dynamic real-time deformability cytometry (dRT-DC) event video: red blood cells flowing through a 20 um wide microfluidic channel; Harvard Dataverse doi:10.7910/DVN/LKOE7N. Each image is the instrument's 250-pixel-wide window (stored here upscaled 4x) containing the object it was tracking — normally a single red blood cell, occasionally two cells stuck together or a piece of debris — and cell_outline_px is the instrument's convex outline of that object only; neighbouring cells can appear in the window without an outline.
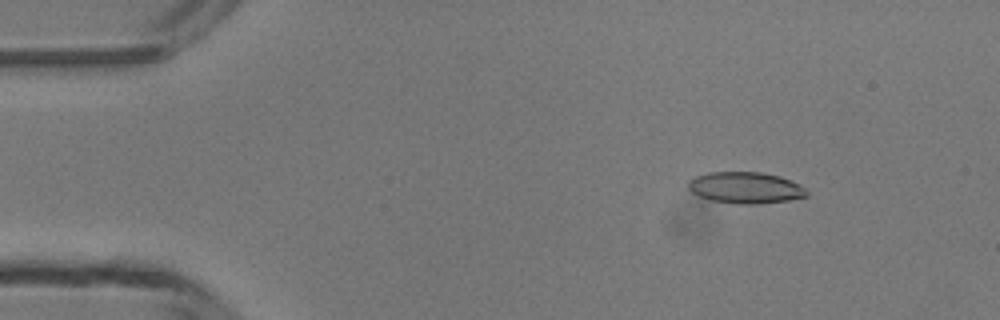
{"species": "common noctule bat (a hibernating species)", "species_latin": "Nyctalus noctula", "temperature_condition": "room temperature", "stored_images_in_passage": 4, "camera_frame_rate_fps": 3000, "um_per_image_px": 0.085, "animal": {"sex": "male", "body_mass_g": 13.3}, "frame": {"image": 1, "passage_image": 2, "time_ms": 2.0, "image_size_px": [1000, 320], "cell_outline_px": [[808, 196], [788, 200], [760, 204], [740, 204], [712, 200], [700, 196], [692, 192], [688, 188], [688, 180], [696, 176], [708, 172], [760, 172], [780, 176], [804, 188], [808, 192]], "centroid_in_image_um": [63.34, 15.95], "position_along_channel_um": 21.7, "area_um2": 21.5}}